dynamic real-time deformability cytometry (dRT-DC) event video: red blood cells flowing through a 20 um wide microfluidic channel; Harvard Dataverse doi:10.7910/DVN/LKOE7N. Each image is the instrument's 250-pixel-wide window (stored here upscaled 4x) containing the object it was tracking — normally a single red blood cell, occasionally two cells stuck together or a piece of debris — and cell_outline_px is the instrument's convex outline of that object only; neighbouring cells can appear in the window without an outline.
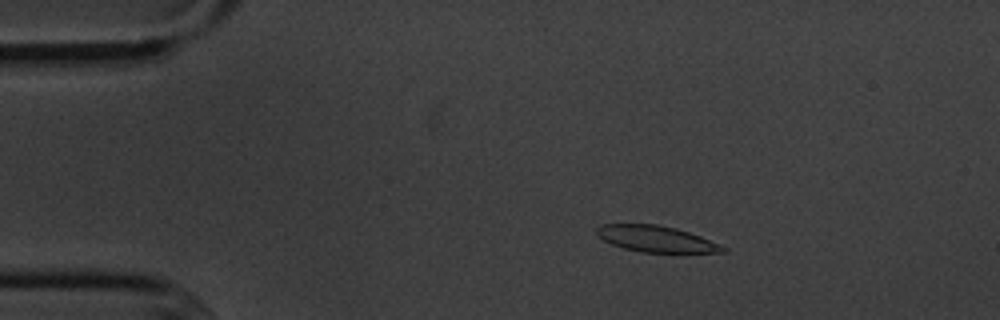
{"species": "common noctule bat (a hibernating species)", "species_latin": "Nyctalus noctula", "temperature_condition": "cold", "stored_images_in_passage": 5, "camera_frame_rate_fps": 3000, "um_per_image_px": 0.085, "animal": {"sex": "male", "body_mass_g": 20.1, "forearm_length_mm": 53.5}, "frame": {"image": 1, "passage_image": 3, "time_ms": 2.333, "image_size_px": [1000, 320], "cell_outline_px": [[728, 252], [676, 256], [640, 252], [624, 248], [612, 244], [604, 240], [596, 232], [596, 228], [600, 224], [660, 224], [676, 228], [700, 236], [728, 248]], "centroid_in_image_um": [55.9, 20.37], "position_along_channel_um": 29.1, "area_um2": 20.4}}